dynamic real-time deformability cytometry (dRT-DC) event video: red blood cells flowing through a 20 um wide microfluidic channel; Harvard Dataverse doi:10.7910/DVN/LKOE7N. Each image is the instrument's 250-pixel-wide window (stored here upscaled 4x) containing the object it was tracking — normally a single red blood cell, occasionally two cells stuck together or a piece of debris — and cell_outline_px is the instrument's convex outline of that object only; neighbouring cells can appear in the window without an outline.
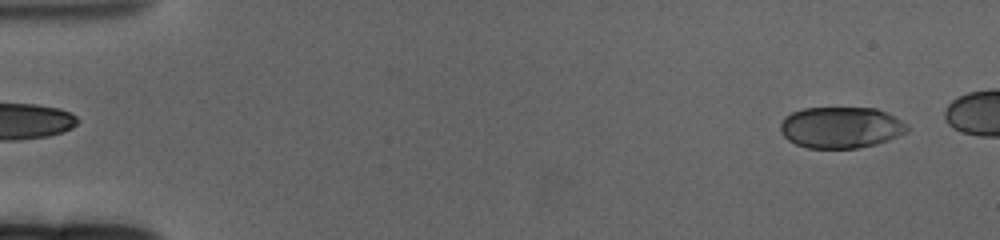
{"species": "human", "species_latin": "Homo sapiens", "temperature_condition": "cold", "stored_images_in_passage": 56, "camera_frame_rate_fps": 3000, "um_per_image_px": 0.085, "donor": {"sex": "female"}, "frame": {"image": 1, "passage_image": 3, "time_ms": 0.667, "image_size_px": [1000, 240], "cell_outline_px": [[908, 128], [904, 132], [888, 140], [876, 144], [856, 148], [808, 148], [796, 144], [788, 140], [784, 136], [780, 128], [780, 124], [792, 112], [804, 108], [876, 108], [908, 124]], "centroid_in_image_um": [71.46, 10.84], "position_along_channel_um": 13.5, "area_um2": 30.11}}
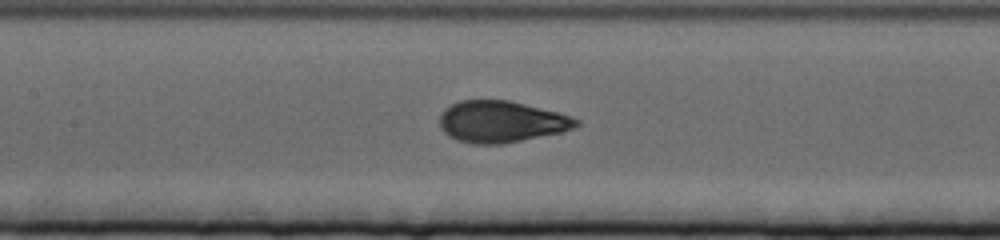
{"frame": {"image": 2, "passage_image": 29, "time_ms": 9.333, "image_size_px": [1000, 240], "cell_outline_px": [[580, 124], [572, 128], [560, 132], [500, 144], [476, 144], [456, 140], [448, 136], [444, 132], [440, 124], [440, 116], [444, 108], [460, 100], [508, 100], [556, 112], [580, 120]], "centroid_in_image_um": [42.55, 10.34], "position_along_channel_um": 164.8, "area_um2": 32.6}}
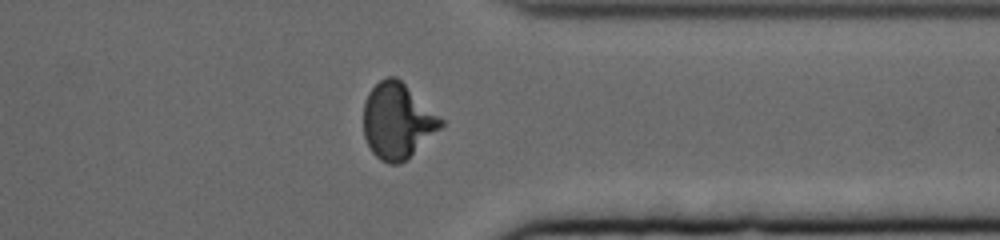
{"frame": {"image": 3, "passage_image": 49, "time_ms": 16.0, "image_size_px": [1000, 240], "cell_outline_px": [[444, 124], [408, 160], [400, 164], [388, 164], [380, 160], [372, 152], [364, 136], [364, 104], [368, 92], [380, 80], [388, 76], [396, 76], [444, 120]], "centroid_in_image_um": [33.78, 10.3], "position_along_channel_um": 377.6, "area_um2": 34.04}}